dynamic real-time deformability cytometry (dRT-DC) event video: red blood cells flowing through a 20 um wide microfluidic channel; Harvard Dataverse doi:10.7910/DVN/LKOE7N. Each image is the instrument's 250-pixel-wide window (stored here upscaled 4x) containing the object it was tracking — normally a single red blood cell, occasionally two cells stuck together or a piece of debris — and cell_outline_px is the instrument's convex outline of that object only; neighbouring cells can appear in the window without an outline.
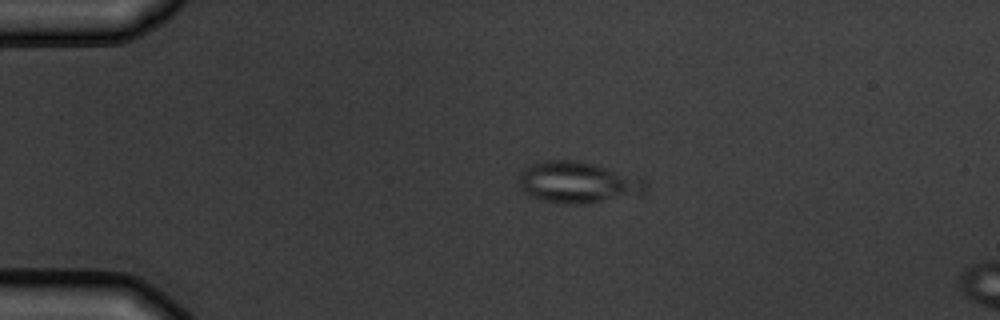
{"species": "common noctule bat (a hibernating species)", "species_latin": "Nyctalus noctula", "temperature_condition": "warm", "stored_images_in_passage": 3, "camera_frame_rate_fps": 3000, "um_per_image_px": 0.085, "animal": {"sex": "male", "body_mass_g": 19.5, "forearm_length_mm": 54.6}, "frame": {"image": 1, "passage_image": 1, "time_ms": 0.0, "image_size_px": [1000, 320], "cell_outline_px": [[648, 188], [644, 192], [584, 204], [564, 204], [544, 200], [528, 196], [520, 188], [520, 176], [524, 168], [532, 164], [544, 160], [580, 160], [596, 164], [648, 180]], "centroid_in_image_um": [49.1, 15.49], "position_along_channel_um": 35.9, "area_um2": 30.4}}